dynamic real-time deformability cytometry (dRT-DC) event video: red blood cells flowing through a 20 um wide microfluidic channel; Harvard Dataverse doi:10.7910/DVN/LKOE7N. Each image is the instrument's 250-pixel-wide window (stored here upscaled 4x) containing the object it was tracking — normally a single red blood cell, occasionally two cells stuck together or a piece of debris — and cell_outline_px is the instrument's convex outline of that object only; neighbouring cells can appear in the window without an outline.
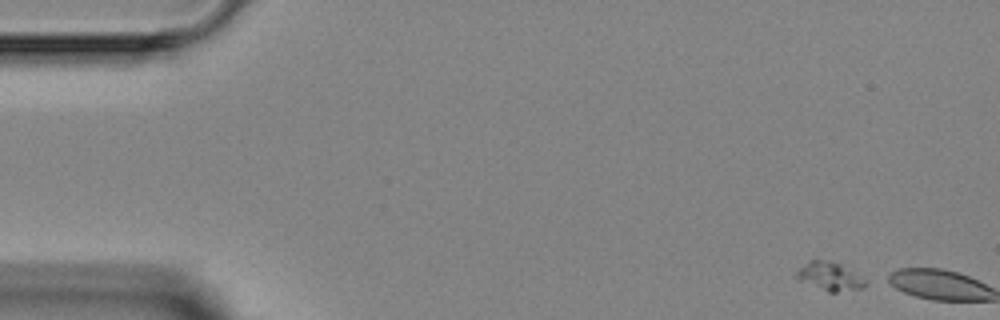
{"species": "Egyptian fruit bat (a non-hibernating species)", "species_latin": "Rousettus aegyptiacus", "temperature_condition": "room temperature", "stored_images_in_passage": 2, "camera_frame_rate_fps": 3000, "um_per_image_px": 0.085, "animal": {"sex": "female"}, "frame": {"image": 1, "passage_image": 1, "time_ms": 0.0, "image_size_px": [1000, 320], "cell_outline_px": [[872, 280], [864, 288], [836, 292], [828, 292], [800, 280], [792, 276], [808, 260], [828, 260], [840, 264]], "centroid_in_image_um": [70.62, 23.49], "position_along_channel_um": 14.4, "area_um2": 11.73}}